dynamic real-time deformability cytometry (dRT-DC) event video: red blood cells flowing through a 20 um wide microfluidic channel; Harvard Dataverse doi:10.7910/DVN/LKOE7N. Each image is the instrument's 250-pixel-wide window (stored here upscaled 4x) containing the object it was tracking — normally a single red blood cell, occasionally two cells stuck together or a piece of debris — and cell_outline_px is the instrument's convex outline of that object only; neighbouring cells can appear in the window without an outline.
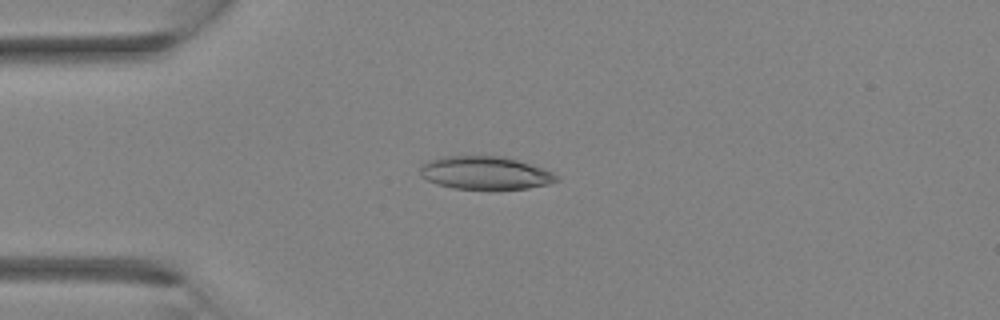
{"species": "Egyptian fruit bat (a non-hibernating species)", "species_latin": "Rousettus aegyptiacus", "temperature_condition": "room temperature", "stored_images_in_passage": 3, "camera_frame_rate_fps": 3000, "um_per_image_px": 0.085, "animal": {"sex": "female"}, "frame": {"image": 1, "passage_image": 3, "time_ms": 0.667, "image_size_px": [1000, 320], "cell_outline_px": [[560, 180], [548, 184], [528, 188], [452, 188], [436, 184], [420, 176], [420, 164], [428, 160], [440, 156], [500, 156], [516, 160], [544, 168], [552, 172]], "centroid_in_image_um": [41.19, 14.68], "position_along_channel_um": 43.8, "area_um2": 26.07}}